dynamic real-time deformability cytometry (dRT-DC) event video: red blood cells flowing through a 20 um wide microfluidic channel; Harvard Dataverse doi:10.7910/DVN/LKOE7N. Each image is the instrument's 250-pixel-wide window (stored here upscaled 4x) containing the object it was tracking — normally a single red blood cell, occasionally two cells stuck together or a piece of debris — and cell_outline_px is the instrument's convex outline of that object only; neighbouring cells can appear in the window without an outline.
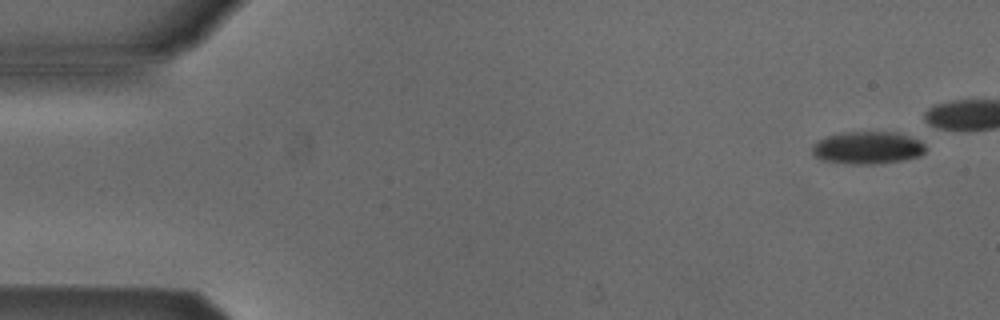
{"species": "Egyptian fruit bat (a non-hibernating species)", "species_latin": "Rousettus aegyptiacus", "temperature_condition": "cold", "stored_images_in_passage": 5, "camera_frame_rate_fps": 3000, "um_per_image_px": 0.085, "animal": {"sex": "male"}, "frame": {"image": 1, "passage_image": 1, "time_ms": 0.0, "image_size_px": [1000, 320], "cell_outline_px": [[924, 152], [920, 156], [900, 160], [872, 164], [852, 164], [820, 160], [812, 156], [812, 144], [816, 140], [824, 136], [844, 132], [896, 132], [920, 140], [924, 144]], "centroid_in_image_um": [73.66, 12.55], "position_along_channel_um": 11.3, "area_um2": 21.62}}